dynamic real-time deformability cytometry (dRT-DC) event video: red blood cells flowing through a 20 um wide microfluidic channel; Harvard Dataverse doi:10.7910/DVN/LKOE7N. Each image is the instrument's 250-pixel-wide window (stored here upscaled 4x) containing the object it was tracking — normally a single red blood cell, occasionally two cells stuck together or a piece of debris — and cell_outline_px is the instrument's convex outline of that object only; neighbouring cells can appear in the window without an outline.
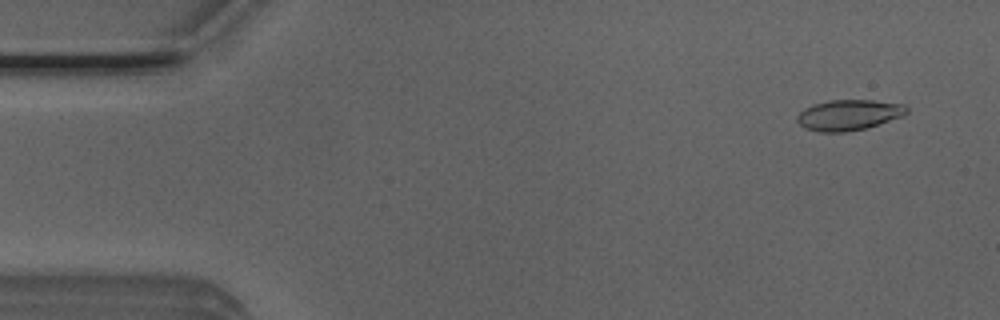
{"species": "Egyptian fruit bat (a non-hibernating species)", "species_latin": "Rousettus aegyptiacus", "temperature_condition": "room temperature", "stored_images_in_passage": 4, "camera_frame_rate_fps": 3000, "um_per_image_px": 0.085, "animal": {"sex": "male"}, "frame": {"image": 1, "passage_image": 1, "time_ms": 0.0, "image_size_px": [1000, 320], "cell_outline_px": [[908, 112], [904, 116], [864, 128], [844, 132], [820, 132], [804, 128], [796, 120], [796, 116], [804, 108], [812, 104], [828, 100], [872, 100], [904, 104], [908, 108]], "centroid_in_image_um": [72.12, 9.76], "position_along_channel_um": 12.9, "area_um2": 19.59}}
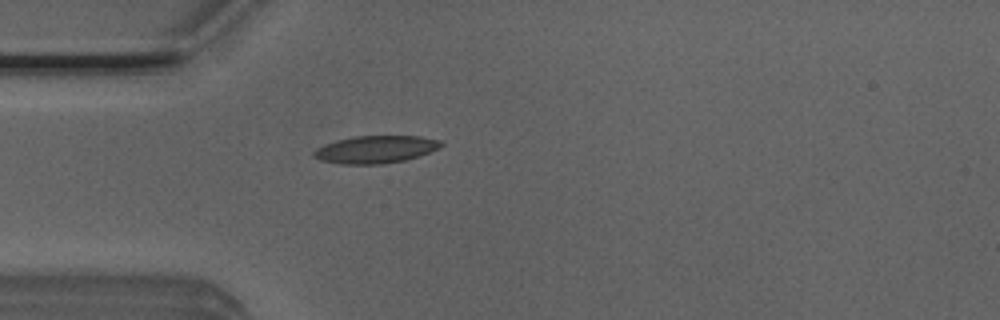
{"frame": {"image": 2, "passage_image": 4, "time_ms": 1.0, "image_size_px": [1000, 320], "cell_outline_px": [[444, 144], [440, 148], [404, 160], [384, 164], [340, 164], [320, 160], [312, 156], [312, 152], [316, 148], [324, 144], [336, 140], [356, 136], [420, 136], [440, 140]], "centroid_in_image_um": [31.89, 12.7], "position_along_channel_um": 53.1, "area_um2": 20.4}}